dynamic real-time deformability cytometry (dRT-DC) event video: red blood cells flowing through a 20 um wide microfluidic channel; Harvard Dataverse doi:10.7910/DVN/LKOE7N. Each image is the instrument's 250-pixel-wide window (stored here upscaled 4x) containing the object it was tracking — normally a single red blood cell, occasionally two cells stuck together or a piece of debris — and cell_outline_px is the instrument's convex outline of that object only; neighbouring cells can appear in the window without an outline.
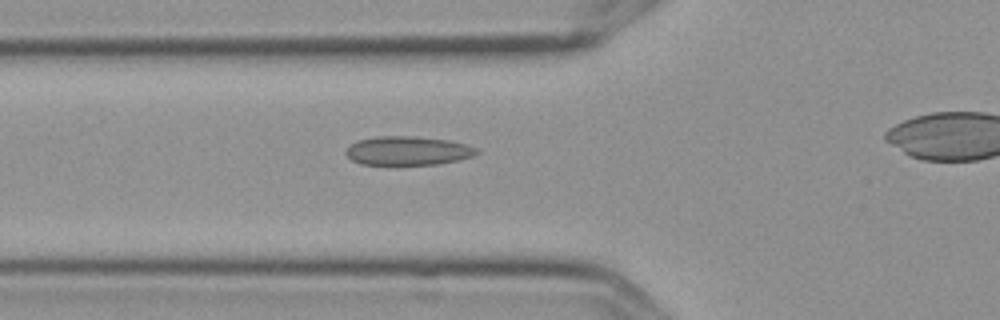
{"species": "Egyptian fruit bat (a non-hibernating species)", "species_latin": "Rousettus aegyptiacus", "temperature_condition": "cold", "stored_images_in_passage": 5, "camera_frame_rate_fps": 3000, "um_per_image_px": 0.085, "frame": {"image": 1, "passage_image": 4, "time_ms": 1.0, "image_size_px": [1000, 320], "cell_outline_px": [[480, 152], [472, 156], [456, 160], [436, 164], [360, 164], [352, 160], [344, 152], [356, 140], [376, 136], [412, 136], [448, 140], [464, 144], [476, 148]], "centroid_in_image_um": [34.63, 12.8], "position_along_channel_um": 91.2, "area_um2": 21.73}}